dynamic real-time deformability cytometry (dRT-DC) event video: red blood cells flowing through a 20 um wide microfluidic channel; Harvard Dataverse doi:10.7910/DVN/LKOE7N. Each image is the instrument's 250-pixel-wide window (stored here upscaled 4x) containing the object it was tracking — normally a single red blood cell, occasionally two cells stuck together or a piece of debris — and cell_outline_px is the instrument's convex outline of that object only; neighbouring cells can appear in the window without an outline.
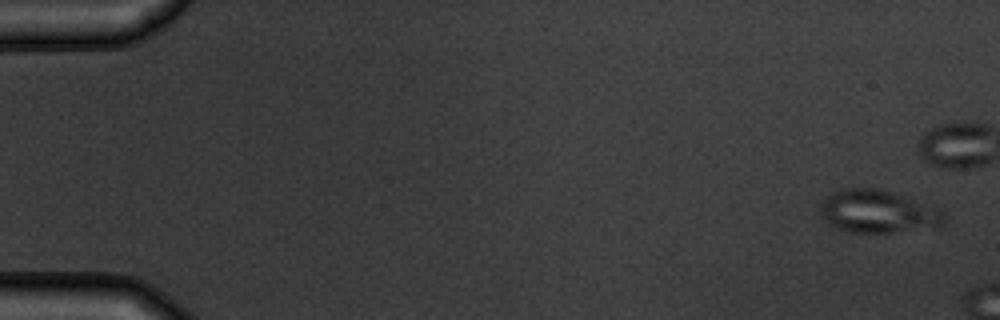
{"species": "common noctule bat (a hibernating species)", "species_latin": "Nyctalus noctula", "temperature_condition": "warm", "stored_images_in_passage": 3, "camera_frame_rate_fps": 3000, "um_per_image_px": 0.085, "animal": {"sex": "male", "body_mass_g": 19.5, "forearm_length_mm": 54.6}, "frame": {"image": 1, "passage_image": 1, "time_ms": 0.0, "image_size_px": [1000, 320], "cell_outline_px": [[948, 216], [944, 224], [936, 228], [888, 232], [852, 232], [836, 228], [828, 224], [824, 220], [820, 212], [820, 204], [828, 196], [840, 188], [880, 188], [940, 208]], "centroid_in_image_um": [74.67, 17.98], "position_along_channel_um": 10.3, "area_um2": 31.21}}